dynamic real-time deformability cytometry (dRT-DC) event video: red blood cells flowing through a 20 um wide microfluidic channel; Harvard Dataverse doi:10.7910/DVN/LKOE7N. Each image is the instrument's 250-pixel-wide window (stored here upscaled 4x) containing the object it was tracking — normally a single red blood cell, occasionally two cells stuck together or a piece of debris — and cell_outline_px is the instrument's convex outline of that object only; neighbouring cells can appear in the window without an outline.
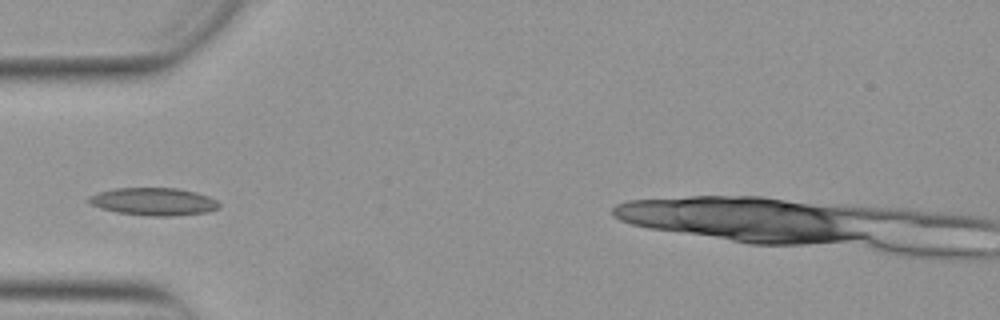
{"species": "Egyptian fruit bat (a non-hibernating species)", "species_latin": "Rousettus aegyptiacus", "temperature_condition": "warm", "stored_images_in_passage": 19, "camera_frame_rate_fps": 3000, "um_per_image_px": 0.085, "animal": {"sex": "female"}, "frame": {"image": 1, "passage_image": 1, "time_ms": 0.0, "image_size_px": [1000, 320], "cell_outline_px": [[220, 208], [208, 212], [172, 216], [148, 216], [116, 212], [100, 208], [92, 204], [88, 200], [88, 196], [100, 192], [116, 188], [176, 188], [196, 192], [208, 196], [216, 200], [220, 204]], "centroid_in_image_um": [13.09, 17.14], "position_along_channel_um": 71.9, "area_um2": 20.98}}
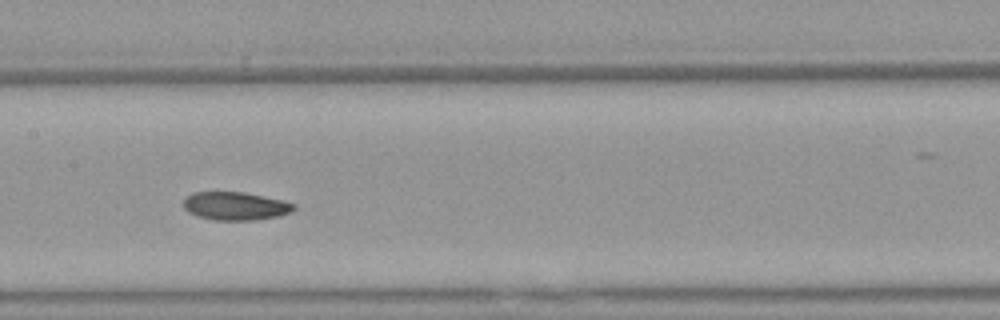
{"frame": {"image": 2, "passage_image": 10, "time_ms": 3.0, "image_size_px": [1000, 320], "cell_outline_px": [[296, 208], [292, 212], [280, 216], [256, 220], [216, 220], [196, 216], [188, 212], [184, 208], [184, 196], [192, 192], [244, 192], [284, 200], [296, 204]], "centroid_in_image_um": [20.03, 17.51], "position_along_channel_um": 187.4, "area_um2": 18.44}}
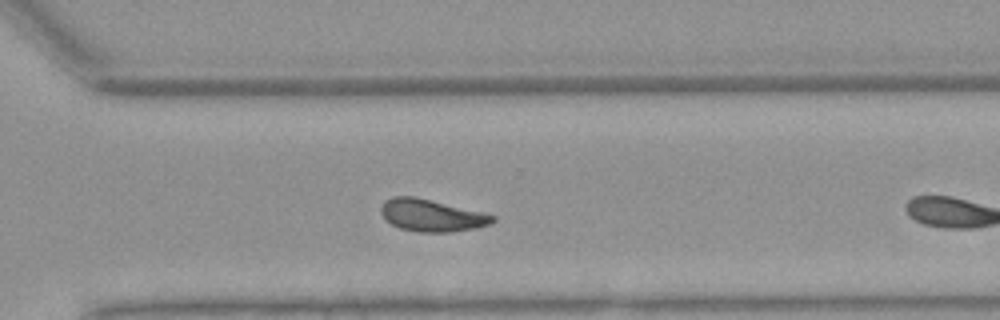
{"frame": {"image": 3, "passage_image": 18, "time_ms": 5.667, "image_size_px": [1000, 320], "cell_outline_px": [[496, 220], [488, 224], [476, 228], [448, 232], [420, 232], [400, 228], [392, 224], [380, 212], [380, 208], [392, 196], [416, 196], [496, 216]], "centroid_in_image_um": [36.69, 18.31], "position_along_channel_um": 333.9, "area_um2": 20.52}}